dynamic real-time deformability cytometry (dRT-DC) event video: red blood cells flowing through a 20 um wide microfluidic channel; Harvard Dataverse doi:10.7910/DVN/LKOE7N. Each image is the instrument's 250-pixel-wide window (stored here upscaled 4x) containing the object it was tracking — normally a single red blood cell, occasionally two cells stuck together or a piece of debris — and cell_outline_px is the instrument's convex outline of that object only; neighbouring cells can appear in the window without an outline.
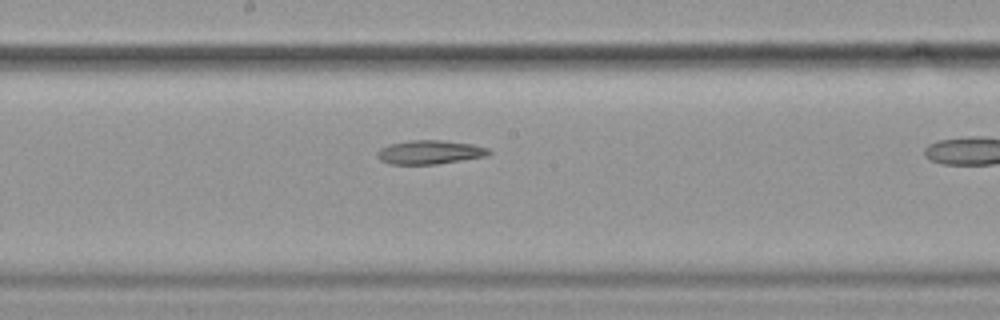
{"species": "common noctule bat (a hibernating species)", "species_latin": "Nyctalus noctula", "temperature_condition": "cold", "stored_images_in_passage": 21, "camera_frame_rate_fps": 3000, "um_per_image_px": 0.085, "animal": {"sex": "female", "body_mass_g": 19.9}, "frame": {"image": 1, "passage_image": 21, "time_ms": 6.667, "image_size_px": [1000, 320], "cell_outline_px": [[492, 152], [488, 156], [436, 164], [388, 164], [380, 160], [376, 156], [376, 152], [380, 148], [388, 144], [408, 140], [440, 140], [472, 144], [488, 148]], "centroid_in_image_um": [36.5, 12.93], "position_along_channel_um": 211.7, "area_um2": 15.66}}